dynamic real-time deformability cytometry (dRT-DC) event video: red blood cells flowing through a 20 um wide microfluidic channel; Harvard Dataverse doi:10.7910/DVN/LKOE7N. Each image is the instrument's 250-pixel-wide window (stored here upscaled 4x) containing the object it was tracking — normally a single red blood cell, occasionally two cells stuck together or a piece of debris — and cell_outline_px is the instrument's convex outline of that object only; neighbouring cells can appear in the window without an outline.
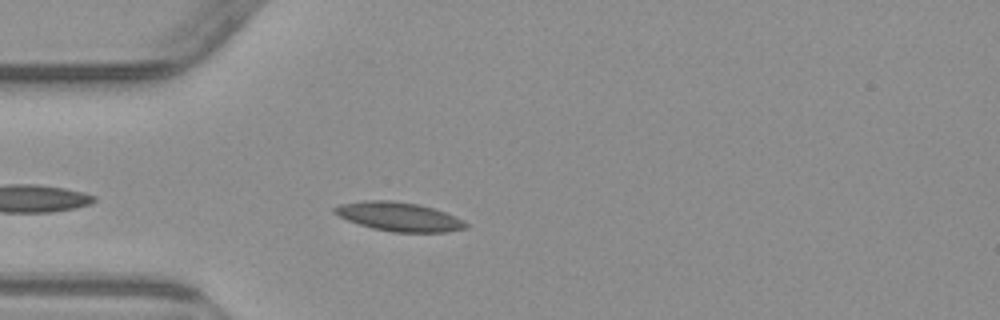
{"species": "common noctule bat (a hibernating species)", "species_latin": "Nyctalus noctula", "temperature_condition": "warm", "stored_images_in_passage": 3, "camera_frame_rate_fps": 3000, "um_per_image_px": 0.085, "animal": {"sex": "male", "body_mass_g": 23.1, "forearm_length_mm": 52.7}, "frame": {"image": 1, "passage_image": 3, "time_ms": 3.333, "image_size_px": [1000, 320], "cell_outline_px": [[468, 228], [448, 232], [392, 232], [372, 228], [348, 220], [332, 212], [332, 208], [340, 204], [364, 200], [392, 200], [420, 204], [444, 212], [464, 220], [468, 224]], "centroid_in_image_um": [33.92, 18.41], "position_along_channel_um": 51.1, "area_um2": 22.2}}